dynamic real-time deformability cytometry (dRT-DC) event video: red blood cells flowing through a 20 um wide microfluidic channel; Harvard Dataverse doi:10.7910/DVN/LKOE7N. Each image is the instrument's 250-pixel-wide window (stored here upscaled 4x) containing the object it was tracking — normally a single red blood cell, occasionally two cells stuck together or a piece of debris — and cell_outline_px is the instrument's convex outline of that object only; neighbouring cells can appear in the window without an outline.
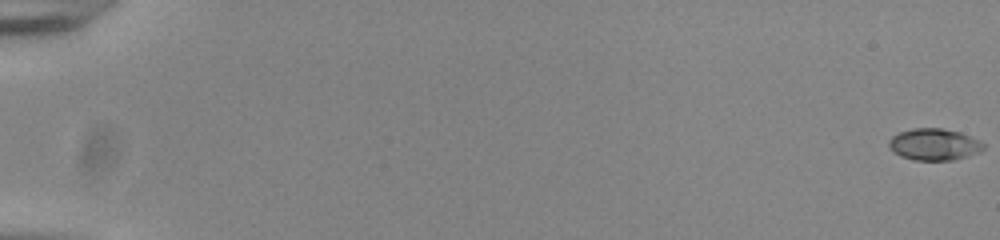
{"species": "common noctule bat (a hibernating species)", "species_latin": "Nyctalus noctula", "temperature_condition": "room temperature", "stored_images_in_passage": 56, "camera_frame_rate_fps": 3000, "um_per_image_px": 0.085, "animal": {"sex": "male", "body_mass_g": 20.0, "forearm_length_mm": 53.3}, "frame": {"image": 1, "passage_image": 1, "time_ms": 0.0, "image_size_px": [1000, 240], "cell_outline_px": [[984, 148], [980, 152], [952, 160], [916, 160], [900, 156], [888, 144], [888, 140], [892, 136], [900, 132], [912, 128], [940, 128], [960, 132], [984, 144]], "centroid_in_image_um": [79.38, 12.27], "position_along_channel_um": 5.6, "area_um2": 17.17}}
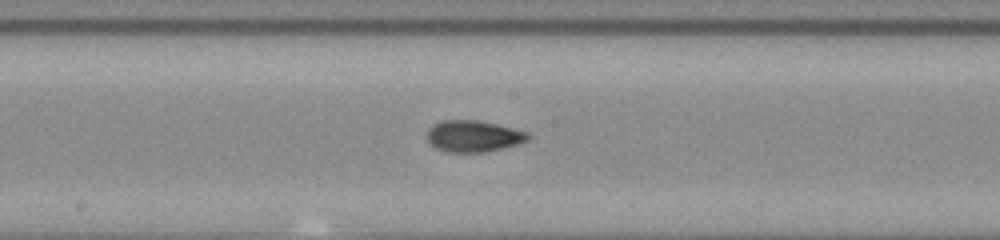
{"frame": {"image": 2, "passage_image": 32, "time_ms": 10.333, "image_size_px": [1000, 240], "cell_outline_px": [[532, 136], [528, 140], [520, 144], [504, 148], [484, 152], [448, 152], [436, 148], [428, 140], [428, 128], [432, 124], [444, 120], [480, 120], [528, 132]], "centroid_in_image_um": [40.28, 11.57], "position_along_channel_um": 207.9, "area_um2": 18.61}}
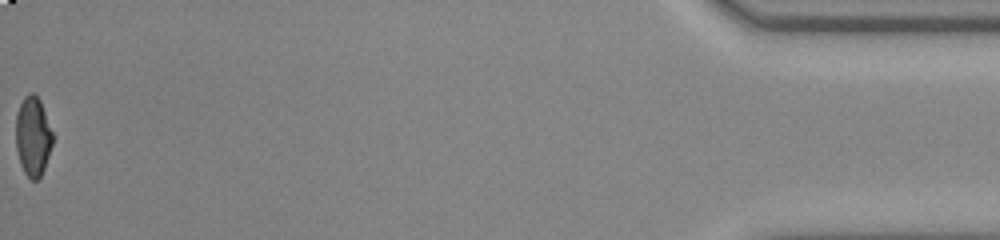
{"frame": {"image": 3, "passage_image": 56, "time_ms": 18.333, "image_size_px": [1000, 240], "cell_outline_px": [[52, 144], [44, 168], [40, 176], [36, 180], [32, 180], [24, 172], [20, 164], [16, 148], [16, 116], [20, 104], [24, 96], [28, 92], [32, 92], [40, 100], [52, 132]], "centroid_in_image_um": [2.78, 11.57], "position_along_channel_um": 432.4, "area_um2": 16.82}, "authors_computed_cell_mechanics": {"area_um2": 17.7157, "velocity_mm_per_s": 3.9016, "shape_relaxation_time_tau1_ms": 5.4464, "shape_relaxation_time_tau2_ms": 1.4395, "deformation_change_tau1": 0.1736, "deformation_change_tau2": 0.0654}}